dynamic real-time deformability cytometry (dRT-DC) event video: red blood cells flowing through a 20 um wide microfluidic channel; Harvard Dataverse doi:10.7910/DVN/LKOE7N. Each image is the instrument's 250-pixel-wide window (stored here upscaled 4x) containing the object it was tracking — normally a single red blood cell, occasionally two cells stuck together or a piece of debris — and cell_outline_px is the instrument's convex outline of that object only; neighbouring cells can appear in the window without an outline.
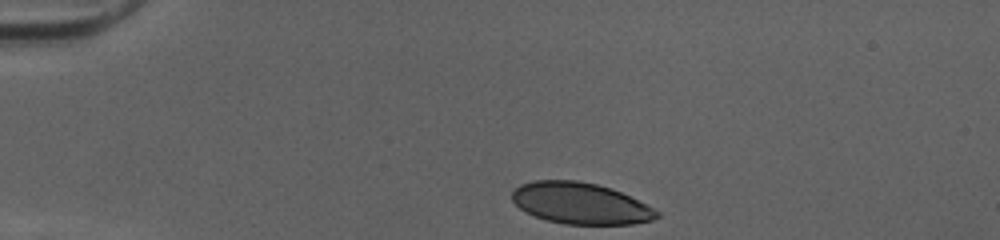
{"species": "human", "species_latin": "Homo sapiens", "temperature_condition": "cold", "stored_images_in_passage": 32, "camera_frame_rate_fps": 3000, "um_per_image_px": 0.085, "donor": {"sex": "female"}, "frame": {"image": 1, "passage_image": 1, "time_ms": 0.0, "image_size_px": [1000, 240], "cell_outline_px": [[660, 216], [652, 220], [632, 224], [564, 224], [548, 220], [536, 216], [520, 208], [512, 200], [512, 192], [520, 184], [532, 180], [576, 180], [596, 184], [612, 188], [660, 212]], "centroid_in_image_um": [49.32, 17.28], "position_along_channel_um": 35.7, "area_um2": 34.56}}
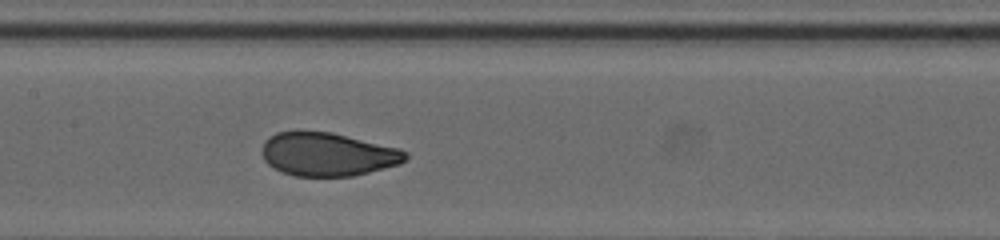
{"frame": {"image": 2, "passage_image": 16, "time_ms": 5.0, "image_size_px": [1000, 240], "cell_outline_px": [[408, 156], [400, 164], [352, 176], [296, 176], [272, 168], [264, 160], [264, 144], [268, 136], [276, 132], [332, 132], [400, 148], [408, 152]], "centroid_in_image_um": [27.89, 13.12], "position_along_channel_um": 179.5, "area_um2": 36.07}}
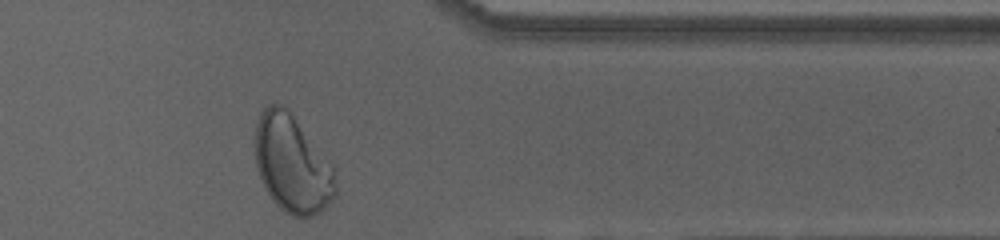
{"frame": {"image": 3, "passage_image": 32, "time_ms": 10.333, "image_size_px": [1000, 240], "cell_outline_px": [[336, 196], [320, 212], [312, 216], [300, 220], [284, 212], [272, 200], [264, 188], [260, 180], [256, 168], [252, 144], [256, 124], [260, 112], [268, 104], [284, 104], [288, 108], [332, 164], [336, 188]], "centroid_in_image_um": [24.79, 13.94], "position_along_channel_um": 386.6, "area_um2": 46.82}, "authors_computed_cell_mechanics": {"area_um2": 36.7608, "velocity_mm_per_s": 4.0398, "shape_relaxation_time_tau1_ms": 3.9731, "shape_relaxation_time_tau2_ms": null, "deformation_change_tau1": 0.1583, "deformation_change_tau2": null}}